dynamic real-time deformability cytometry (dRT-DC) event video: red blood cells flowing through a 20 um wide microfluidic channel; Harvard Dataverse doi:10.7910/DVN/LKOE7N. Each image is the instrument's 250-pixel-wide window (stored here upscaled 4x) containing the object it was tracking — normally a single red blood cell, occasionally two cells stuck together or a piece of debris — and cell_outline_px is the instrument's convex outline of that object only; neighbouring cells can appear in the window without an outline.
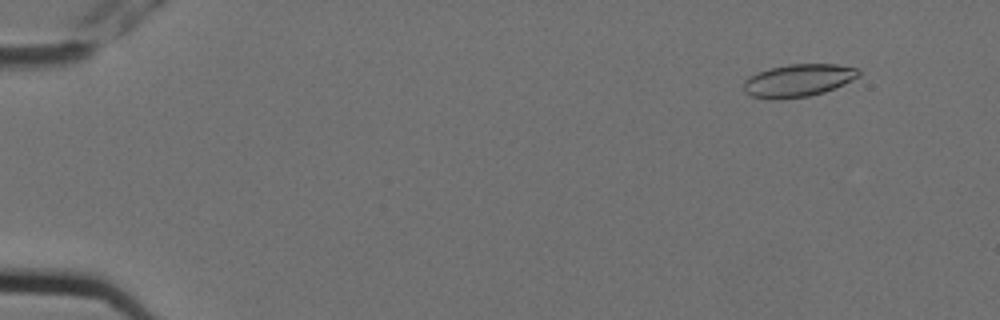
{"species": "Egyptian fruit bat (a non-hibernating species)", "species_latin": "Rousettus aegyptiacus", "temperature_condition": "cold", "stored_images_in_passage": 4, "camera_frame_rate_fps": 3000, "um_per_image_px": 0.085, "animal": {"sex": "female"}, "frame": {"image": 1, "passage_image": 2, "time_ms": 0.333, "image_size_px": [1000, 320], "cell_outline_px": [[860, 76], [844, 84], [824, 92], [808, 96], [752, 96], [744, 92], [744, 80], [748, 76], [756, 72], [788, 64], [836, 64], [860, 68]], "centroid_in_image_um": [67.92, 6.78], "position_along_channel_um": 17.1, "area_um2": 21.21}}